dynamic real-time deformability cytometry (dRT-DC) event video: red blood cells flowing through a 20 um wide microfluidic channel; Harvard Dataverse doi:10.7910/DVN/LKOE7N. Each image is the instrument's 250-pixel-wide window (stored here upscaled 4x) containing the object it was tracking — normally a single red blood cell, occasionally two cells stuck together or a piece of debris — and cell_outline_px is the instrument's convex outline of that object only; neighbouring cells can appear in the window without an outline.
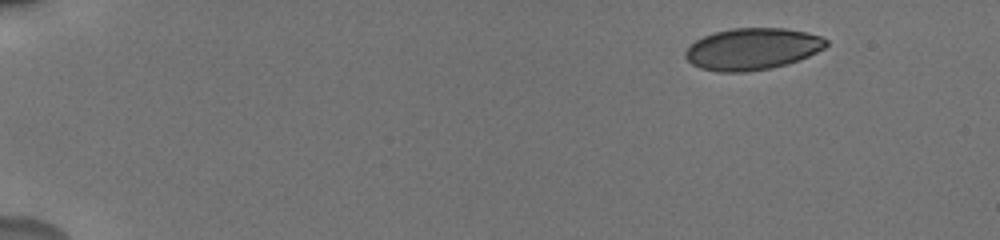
{"species": "human", "species_latin": "Homo sapiens", "temperature_condition": "cold", "stored_images_in_passage": 16, "camera_frame_rate_fps": 3000, "um_per_image_px": 0.085, "donor": {"sex": "male"}, "frame": {"image": 1, "passage_image": 1, "time_ms": 0.0, "image_size_px": [1000, 240], "cell_outline_px": [[828, 44], [824, 48], [800, 60], [788, 64], [748, 72], [720, 72], [700, 68], [692, 64], [684, 56], [684, 52], [696, 40], [704, 36], [716, 32], [732, 28], [784, 28], [804, 32], [820, 36], [828, 40]], "centroid_in_image_um": [63.95, 4.17], "position_along_channel_um": 21.1, "area_um2": 34.1}}
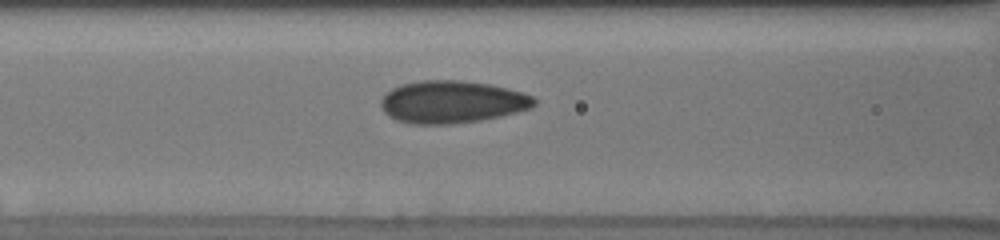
{"frame": {"image": 2, "passage_image": 14, "time_ms": 6.333, "image_size_px": [1000, 240], "cell_outline_px": [[536, 104], [532, 108], [500, 116], [480, 120], [452, 124], [412, 124], [396, 120], [388, 116], [384, 112], [380, 104], [380, 100], [392, 88], [400, 84], [424, 80], [460, 80], [488, 84], [508, 88], [524, 92], [532, 96], [536, 100]], "centroid_in_image_um": [38.42, 8.66], "position_along_channel_um": 128.2, "area_um2": 38.03}}
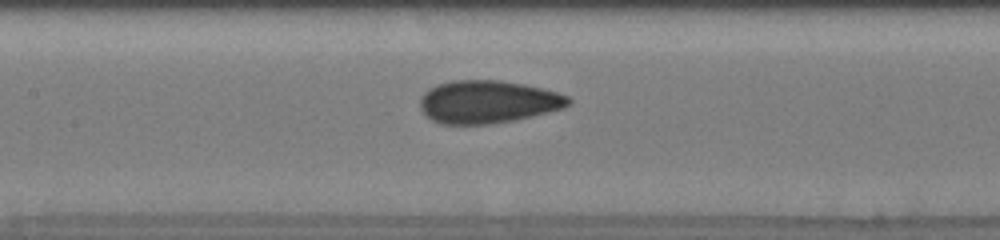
{"frame": {"image": 3, "passage_image": 16, "time_ms": 7.333, "image_size_px": [1000, 240], "cell_outline_px": [[572, 100], [564, 108], [516, 120], [492, 124], [440, 124], [432, 120], [420, 108], [420, 96], [428, 88], [436, 84], [456, 80], [500, 80], [524, 84], [556, 92], [568, 96]], "centroid_in_image_um": [41.44, 8.66], "position_along_channel_um": 166.0, "area_um2": 37.11}}